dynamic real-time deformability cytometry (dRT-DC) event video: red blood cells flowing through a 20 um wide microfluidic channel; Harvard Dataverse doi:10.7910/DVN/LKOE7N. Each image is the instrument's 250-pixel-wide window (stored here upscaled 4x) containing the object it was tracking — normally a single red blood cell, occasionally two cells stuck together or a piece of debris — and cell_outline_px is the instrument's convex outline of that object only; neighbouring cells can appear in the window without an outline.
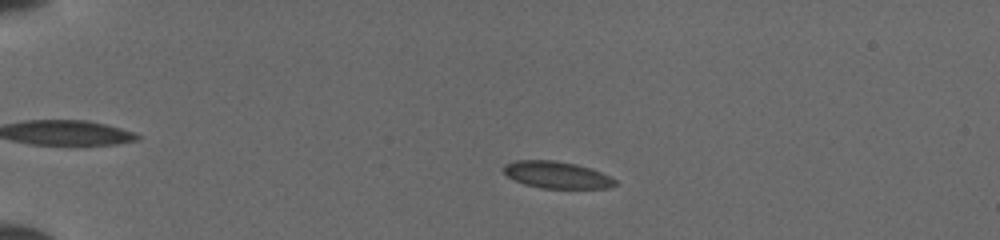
{"species": "common noctule bat (a hibernating species)", "species_latin": "Nyctalus noctula", "temperature_condition": "cold", "stored_images_in_passage": 48, "camera_frame_rate_fps": 3000, "um_per_image_px": 0.085, "animal": {"sex": "female", "body_mass_g": 19.5, "forearm_length_mm": 54.1}, "frame": {"image": 1, "passage_image": 10, "time_ms": 3.0, "image_size_px": [1000, 240], "cell_outline_px": [[616, 184], [608, 188], [540, 188], [524, 184], [508, 176], [504, 172], [504, 164], [516, 160], [556, 160], [576, 164], [592, 168], [616, 180]], "centroid_in_image_um": [47.32, 14.85], "position_along_channel_um": 37.7, "area_um2": 17.4}}
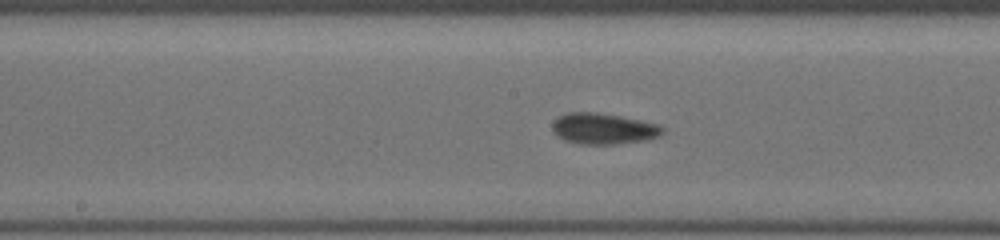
{"frame": {"image": 2, "passage_image": 26, "time_ms": 8.333, "image_size_px": [1000, 240], "cell_outline_px": [[664, 132], [660, 136], [648, 140], [616, 144], [580, 144], [564, 140], [556, 136], [552, 128], [552, 124], [560, 116], [568, 112], [596, 112], [620, 116], [660, 124], [664, 128]], "centroid_in_image_um": [51.32, 10.94], "position_along_channel_um": 196.9, "area_um2": 20.06}}
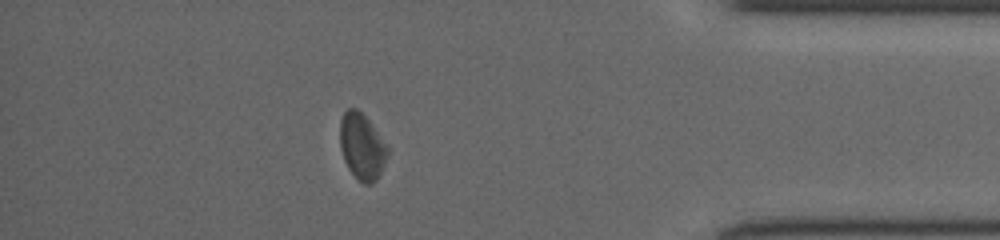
{"frame": {"image": 3, "passage_image": 43, "time_ms": 14.0, "image_size_px": [1000, 240], "cell_outline_px": [[388, 152], [384, 164], [376, 180], [372, 184], [364, 184], [348, 168], [344, 160], [340, 148], [340, 120], [344, 112], [348, 108], [356, 108], [368, 120], [388, 144]], "centroid_in_image_um": [30.76, 12.44], "position_along_channel_um": 404.4, "area_um2": 18.21}}